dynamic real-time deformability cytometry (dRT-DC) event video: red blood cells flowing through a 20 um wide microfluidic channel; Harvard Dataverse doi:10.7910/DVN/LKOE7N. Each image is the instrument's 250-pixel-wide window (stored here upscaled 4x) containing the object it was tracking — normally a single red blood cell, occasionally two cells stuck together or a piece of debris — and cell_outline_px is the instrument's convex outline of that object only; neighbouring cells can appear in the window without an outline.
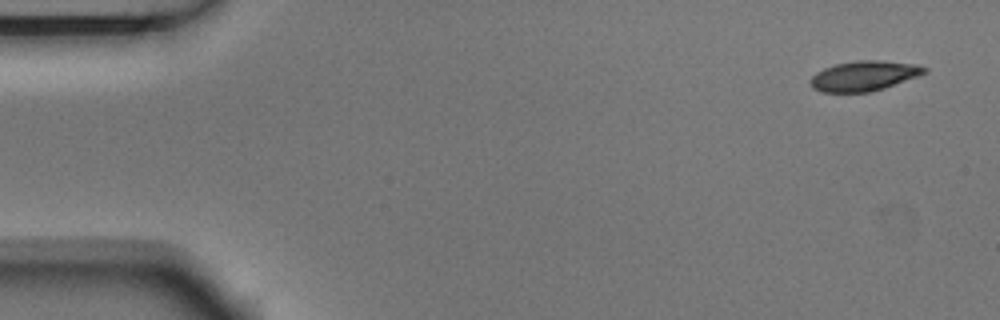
{"species": "Egyptian fruit bat (a non-hibernating species)", "species_latin": "Rousettus aegyptiacus", "temperature_condition": "room temperature", "stored_images_in_passage": 4, "camera_frame_rate_fps": 3000, "um_per_image_px": 0.085, "animal": {"sex": "male"}, "frame": {"image": 1, "passage_image": 1, "time_ms": 0.0, "image_size_px": [1000, 320], "cell_outline_px": [[928, 72], [884, 88], [872, 92], [820, 92], [812, 88], [808, 80], [816, 72], [824, 68], [836, 64], [856, 60], [880, 60], [920, 64], [928, 68]], "centroid_in_image_um": [73.44, 6.44], "position_along_channel_um": 11.6, "area_um2": 20.17}}
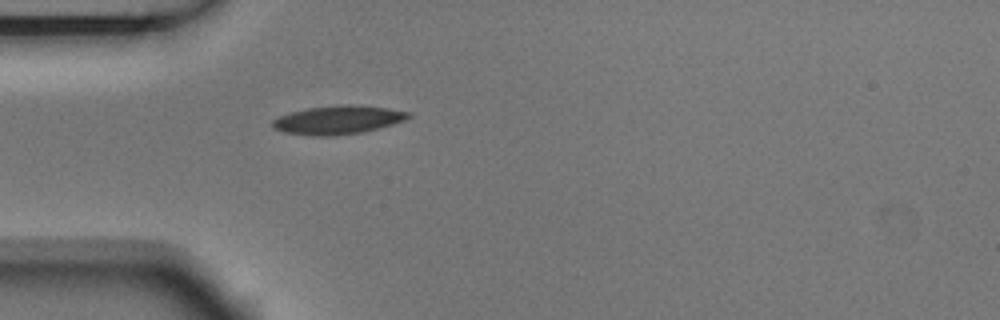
{"frame": {"image": 2, "passage_image": 4, "time_ms": 1.0, "image_size_px": [1000, 320], "cell_outline_px": [[412, 116], [404, 120], [392, 124], [360, 132], [336, 136], [312, 136], [284, 132], [272, 128], [272, 120], [280, 116], [292, 112], [308, 108], [384, 108], [408, 112]], "centroid_in_image_um": [28.63, 10.26], "position_along_channel_um": 56.4, "area_um2": 21.1}}